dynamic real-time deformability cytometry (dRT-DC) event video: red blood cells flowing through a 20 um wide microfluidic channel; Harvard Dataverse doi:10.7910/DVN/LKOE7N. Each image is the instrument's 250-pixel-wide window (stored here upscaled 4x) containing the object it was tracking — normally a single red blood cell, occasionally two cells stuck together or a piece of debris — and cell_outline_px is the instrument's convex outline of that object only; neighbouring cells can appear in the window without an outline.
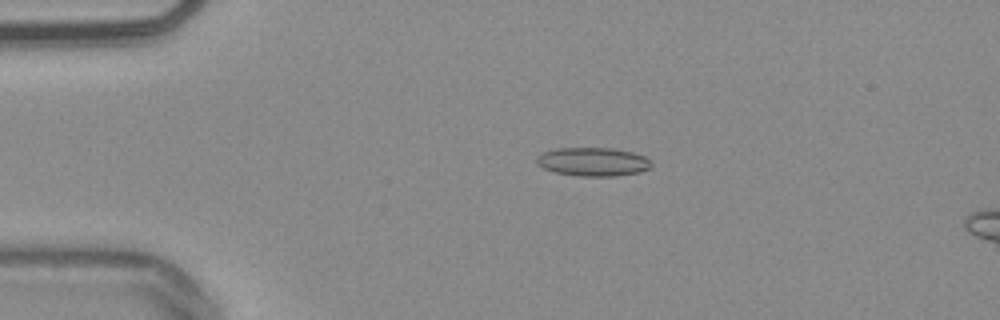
{"species": "common noctule bat (a hibernating species)", "species_latin": "Nyctalus noctula", "temperature_condition": "warm", "stored_images_in_passage": 17, "camera_frame_rate_fps": 3000, "um_per_image_px": 0.085, "animal": {"sex": "male", "body_mass_g": 20.4}, "frame": {"image": 1, "passage_image": 12, "time_ms": 3.667, "image_size_px": [1000, 320], "cell_outline_px": [[652, 168], [640, 172], [616, 176], [580, 176], [556, 172], [544, 168], [536, 164], [536, 156], [544, 152], [556, 148], [612, 148], [632, 152], [644, 156], [652, 160]], "centroid_in_image_um": [50.44, 13.75], "position_along_channel_um": 34.6, "area_um2": 19.25}}